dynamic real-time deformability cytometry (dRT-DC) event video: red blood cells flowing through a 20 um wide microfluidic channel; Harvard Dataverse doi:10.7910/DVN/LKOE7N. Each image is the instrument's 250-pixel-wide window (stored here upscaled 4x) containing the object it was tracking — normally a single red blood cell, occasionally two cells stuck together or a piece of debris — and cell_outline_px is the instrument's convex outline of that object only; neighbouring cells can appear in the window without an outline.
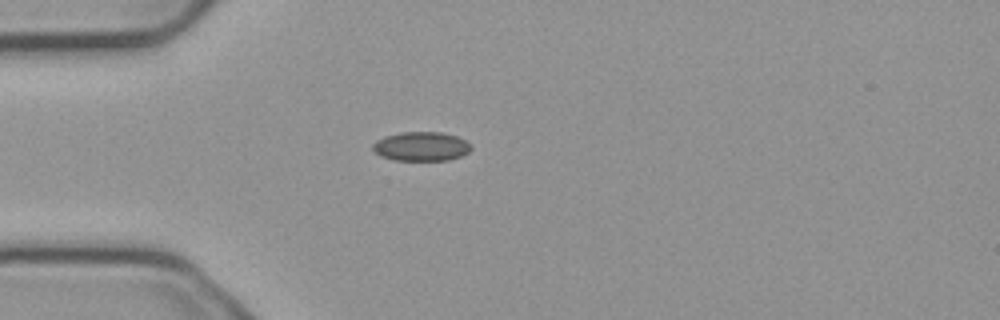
{"species": "common noctule bat (a hibernating species)", "species_latin": "Nyctalus noctula", "temperature_condition": "cold", "stored_images_in_passage": 1, "camera_frame_rate_fps": 3000, "um_per_image_px": 0.085, "animal": {"sex": "male", "body_mass_g": 23.1, "forearm_length_mm": 52.7}, "frame": {"image": 1, "passage_image": 1, "time_ms": 0.0, "image_size_px": [1000, 320], "cell_outline_px": [[472, 148], [468, 152], [460, 156], [448, 160], [396, 160], [380, 156], [372, 148], [372, 144], [376, 140], [384, 136], [400, 132], [440, 132], [456, 136], [464, 140]], "centroid_in_image_um": [35.77, 12.44], "position_along_channel_um": 49.2, "area_um2": 16.59}}